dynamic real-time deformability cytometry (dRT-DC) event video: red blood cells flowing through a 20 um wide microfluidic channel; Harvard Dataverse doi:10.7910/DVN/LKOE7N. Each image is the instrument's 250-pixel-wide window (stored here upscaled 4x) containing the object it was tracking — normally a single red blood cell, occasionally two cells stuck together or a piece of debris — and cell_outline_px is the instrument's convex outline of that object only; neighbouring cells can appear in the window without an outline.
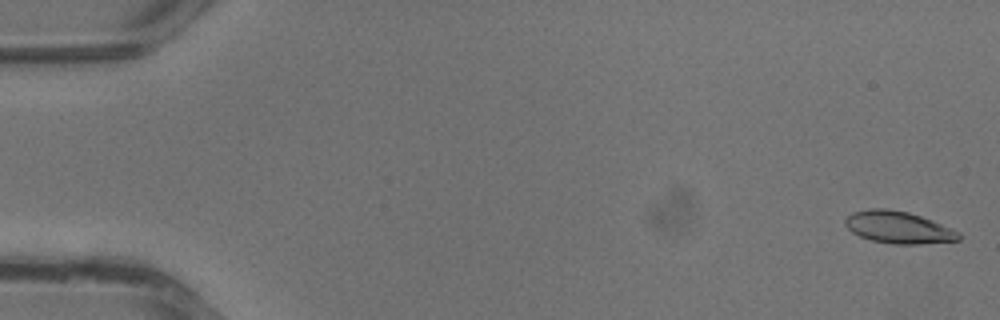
{"species": "common noctule bat (a hibernating species)", "species_latin": "Nyctalus noctula", "temperature_condition": "warm", "stored_images_in_passage": 38, "camera_frame_rate_fps": 3000, "um_per_image_px": 0.085, "animal": {"sex": "male", "body_mass_g": 13.3}, "frame": {"image": 1, "passage_image": 1, "time_ms": 0.0, "image_size_px": [1000, 320], "cell_outline_px": [[960, 240], [920, 244], [892, 244], [872, 240], [860, 236], [852, 232], [844, 224], [844, 220], [852, 212], [868, 208], [884, 208], [908, 212], [932, 220], [960, 232]], "centroid_in_image_um": [76.35, 19.32], "position_along_channel_um": 8.7, "area_um2": 21.21}}
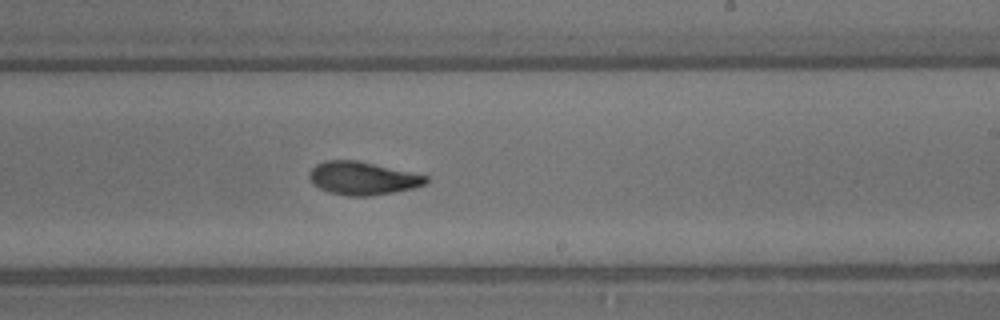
{"frame": {"image": 2, "passage_image": 23, "time_ms": 7.333, "image_size_px": [1000, 320], "cell_outline_px": [[428, 180], [424, 184], [412, 188], [392, 192], [368, 196], [348, 196], [328, 192], [312, 184], [308, 176], [312, 168], [316, 164], [324, 160], [356, 160], [428, 176]], "centroid_in_image_um": [30.76, 15.15], "position_along_channel_um": 258.2, "area_um2": 22.25}}
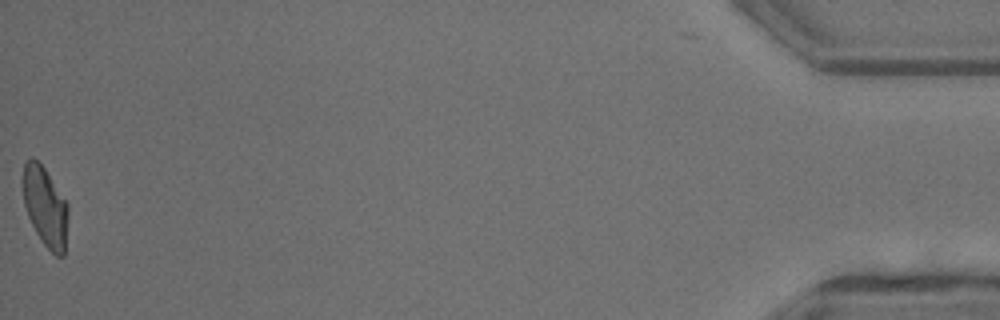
{"frame": {"image": 3, "passage_image": 38, "time_ms": 12.333, "image_size_px": [1000, 320], "cell_outline_px": [[68, 216], [64, 256], [56, 256], [44, 244], [36, 232], [28, 216], [24, 204], [20, 184], [24, 160], [32, 156], [44, 168], [68, 204]], "centroid_in_image_um": [3.8, 17.52], "position_along_channel_um": 431.4, "area_um2": 21.27}}